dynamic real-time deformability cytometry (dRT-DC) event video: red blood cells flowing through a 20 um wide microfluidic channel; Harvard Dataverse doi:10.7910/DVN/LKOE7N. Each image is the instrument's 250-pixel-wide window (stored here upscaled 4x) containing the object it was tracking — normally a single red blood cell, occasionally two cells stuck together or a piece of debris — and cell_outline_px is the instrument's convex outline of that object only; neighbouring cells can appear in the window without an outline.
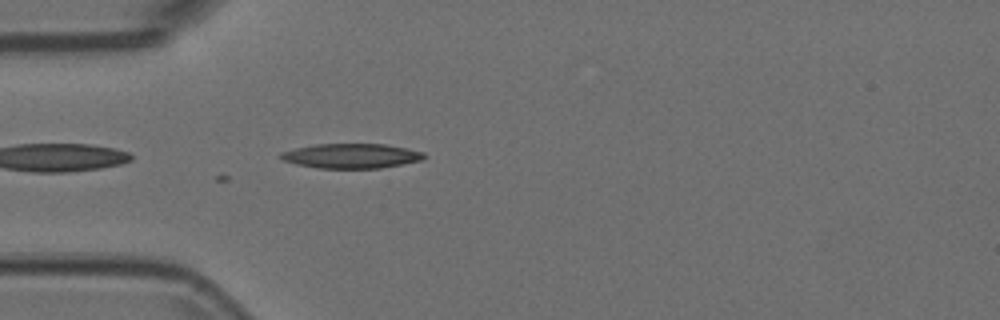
{"species": "Egyptian fruit bat (a non-hibernating species)", "species_latin": "Rousettus aegyptiacus", "temperature_condition": "room temperature", "stored_images_in_passage": 39, "camera_frame_rate_fps": 3000, "um_per_image_px": 0.085, "animal": {"sex": "female"}, "frame": {"image": 1, "passage_image": 1, "time_ms": 0.0, "image_size_px": [1000, 320], "cell_outline_px": [[424, 160], [380, 168], [316, 168], [296, 164], [284, 160], [280, 156], [280, 152], [296, 148], [316, 144], [388, 144], [408, 148], [424, 152]], "centroid_in_image_um": [29.9, 13.25], "position_along_channel_um": 55.1, "area_um2": 20.63}}
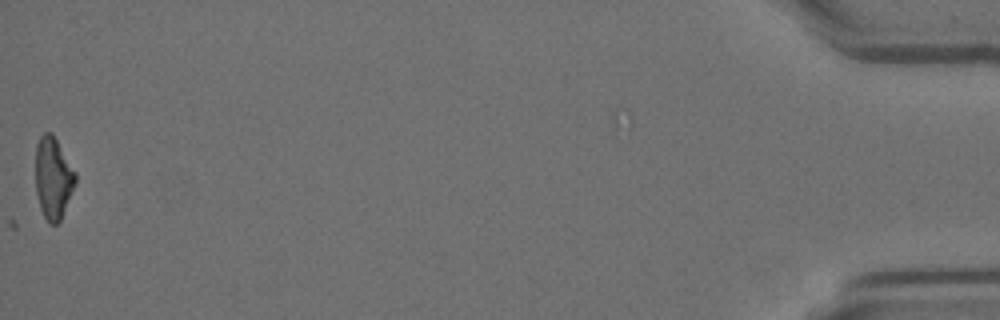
{"frame": {"image": 2, "passage_image": 39, "time_ms": 12.667, "image_size_px": [1000, 320], "cell_outline_px": [[76, 184], [60, 220], [56, 224], [48, 224], [40, 208], [36, 192], [36, 144], [40, 136], [44, 132], [52, 132], [76, 172]], "centroid_in_image_um": [4.52, 15.12], "position_along_channel_um": 430.7, "area_um2": 19.07}}